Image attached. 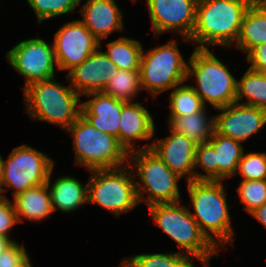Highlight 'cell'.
<instances>
[{
    "mask_svg": "<svg viewBox=\"0 0 266 267\" xmlns=\"http://www.w3.org/2000/svg\"><path fill=\"white\" fill-rule=\"evenodd\" d=\"M255 0H198L196 22L189 39L195 48L209 45L231 48L240 34L247 9Z\"/></svg>",
    "mask_w": 266,
    "mask_h": 267,
    "instance_id": "obj_1",
    "label": "cell"
},
{
    "mask_svg": "<svg viewBox=\"0 0 266 267\" xmlns=\"http://www.w3.org/2000/svg\"><path fill=\"white\" fill-rule=\"evenodd\" d=\"M223 181L194 180L187 183L194 213L191 216L206 237L220 250L227 244L234 246L226 190Z\"/></svg>",
    "mask_w": 266,
    "mask_h": 267,
    "instance_id": "obj_2",
    "label": "cell"
},
{
    "mask_svg": "<svg viewBox=\"0 0 266 267\" xmlns=\"http://www.w3.org/2000/svg\"><path fill=\"white\" fill-rule=\"evenodd\" d=\"M23 93L30 120L52 123L66 131L81 115V96L70 84L56 82V77L32 82L23 87Z\"/></svg>",
    "mask_w": 266,
    "mask_h": 267,
    "instance_id": "obj_3",
    "label": "cell"
},
{
    "mask_svg": "<svg viewBox=\"0 0 266 267\" xmlns=\"http://www.w3.org/2000/svg\"><path fill=\"white\" fill-rule=\"evenodd\" d=\"M154 224L163 230L179 246V252L198 259L209 267L212 256L220 251L201 231L191 216V211L182 202L156 203L147 206ZM183 248L184 252L181 251Z\"/></svg>",
    "mask_w": 266,
    "mask_h": 267,
    "instance_id": "obj_4",
    "label": "cell"
},
{
    "mask_svg": "<svg viewBox=\"0 0 266 267\" xmlns=\"http://www.w3.org/2000/svg\"><path fill=\"white\" fill-rule=\"evenodd\" d=\"M66 131L73 137L75 165H82L91 171L128 164L129 153L118 139L97 130L82 115Z\"/></svg>",
    "mask_w": 266,
    "mask_h": 267,
    "instance_id": "obj_5",
    "label": "cell"
},
{
    "mask_svg": "<svg viewBox=\"0 0 266 267\" xmlns=\"http://www.w3.org/2000/svg\"><path fill=\"white\" fill-rule=\"evenodd\" d=\"M192 76L196 84L191 87L205 105L218 109L235 102L237 79L209 49H194L188 61L187 80Z\"/></svg>",
    "mask_w": 266,
    "mask_h": 267,
    "instance_id": "obj_6",
    "label": "cell"
},
{
    "mask_svg": "<svg viewBox=\"0 0 266 267\" xmlns=\"http://www.w3.org/2000/svg\"><path fill=\"white\" fill-rule=\"evenodd\" d=\"M128 165L140 181V184L137 181L135 184L139 203L145 202L149 206L182 201L178 188L182 178L171 171L154 151L138 149L130 152Z\"/></svg>",
    "mask_w": 266,
    "mask_h": 267,
    "instance_id": "obj_7",
    "label": "cell"
},
{
    "mask_svg": "<svg viewBox=\"0 0 266 267\" xmlns=\"http://www.w3.org/2000/svg\"><path fill=\"white\" fill-rule=\"evenodd\" d=\"M127 164L111 169L91 170L87 182L88 203H93L120 216L128 213L139 203L136 178Z\"/></svg>",
    "mask_w": 266,
    "mask_h": 267,
    "instance_id": "obj_8",
    "label": "cell"
},
{
    "mask_svg": "<svg viewBox=\"0 0 266 267\" xmlns=\"http://www.w3.org/2000/svg\"><path fill=\"white\" fill-rule=\"evenodd\" d=\"M176 40L164 45L142 50L140 59V84L154 99L161 92L173 89L187 81L188 62L177 46Z\"/></svg>",
    "mask_w": 266,
    "mask_h": 267,
    "instance_id": "obj_9",
    "label": "cell"
},
{
    "mask_svg": "<svg viewBox=\"0 0 266 267\" xmlns=\"http://www.w3.org/2000/svg\"><path fill=\"white\" fill-rule=\"evenodd\" d=\"M54 160L43 152L22 144L15 147L4 160L2 192L13 189V197L29 188L47 183ZM7 187V188H4Z\"/></svg>",
    "mask_w": 266,
    "mask_h": 267,
    "instance_id": "obj_10",
    "label": "cell"
},
{
    "mask_svg": "<svg viewBox=\"0 0 266 267\" xmlns=\"http://www.w3.org/2000/svg\"><path fill=\"white\" fill-rule=\"evenodd\" d=\"M242 142L219 134L196 146L195 168L200 166L206 174L195 171V180L223 181L234 177L244 153Z\"/></svg>",
    "mask_w": 266,
    "mask_h": 267,
    "instance_id": "obj_11",
    "label": "cell"
},
{
    "mask_svg": "<svg viewBox=\"0 0 266 267\" xmlns=\"http://www.w3.org/2000/svg\"><path fill=\"white\" fill-rule=\"evenodd\" d=\"M5 58L19 76L24 77V87L32 82L55 78V68L59 71L53 44L39 37L19 41Z\"/></svg>",
    "mask_w": 266,
    "mask_h": 267,
    "instance_id": "obj_12",
    "label": "cell"
},
{
    "mask_svg": "<svg viewBox=\"0 0 266 267\" xmlns=\"http://www.w3.org/2000/svg\"><path fill=\"white\" fill-rule=\"evenodd\" d=\"M198 0H146L152 31L156 36L170 31L190 38L196 22Z\"/></svg>",
    "mask_w": 266,
    "mask_h": 267,
    "instance_id": "obj_13",
    "label": "cell"
},
{
    "mask_svg": "<svg viewBox=\"0 0 266 267\" xmlns=\"http://www.w3.org/2000/svg\"><path fill=\"white\" fill-rule=\"evenodd\" d=\"M52 44L59 71H70L100 48V42L79 19L60 27Z\"/></svg>",
    "mask_w": 266,
    "mask_h": 267,
    "instance_id": "obj_14",
    "label": "cell"
},
{
    "mask_svg": "<svg viewBox=\"0 0 266 267\" xmlns=\"http://www.w3.org/2000/svg\"><path fill=\"white\" fill-rule=\"evenodd\" d=\"M215 116V130L226 137L245 142L266 125V110L233 102L218 108Z\"/></svg>",
    "mask_w": 266,
    "mask_h": 267,
    "instance_id": "obj_15",
    "label": "cell"
},
{
    "mask_svg": "<svg viewBox=\"0 0 266 267\" xmlns=\"http://www.w3.org/2000/svg\"><path fill=\"white\" fill-rule=\"evenodd\" d=\"M168 129L171 135L160 140L158 138L153 140L151 150L171 171L181 178L186 177L187 182L194 181L197 144L184 135L172 131L169 127Z\"/></svg>",
    "mask_w": 266,
    "mask_h": 267,
    "instance_id": "obj_16",
    "label": "cell"
},
{
    "mask_svg": "<svg viewBox=\"0 0 266 267\" xmlns=\"http://www.w3.org/2000/svg\"><path fill=\"white\" fill-rule=\"evenodd\" d=\"M99 49L66 74L70 85L80 96L92 92H102L118 70L116 64L107 57L104 51Z\"/></svg>",
    "mask_w": 266,
    "mask_h": 267,
    "instance_id": "obj_17",
    "label": "cell"
},
{
    "mask_svg": "<svg viewBox=\"0 0 266 267\" xmlns=\"http://www.w3.org/2000/svg\"><path fill=\"white\" fill-rule=\"evenodd\" d=\"M119 122L118 141L128 153L138 149H151L150 144L138 147L134 142L148 141L155 135L154 119L142 104L126 102L122 106Z\"/></svg>",
    "mask_w": 266,
    "mask_h": 267,
    "instance_id": "obj_18",
    "label": "cell"
},
{
    "mask_svg": "<svg viewBox=\"0 0 266 267\" xmlns=\"http://www.w3.org/2000/svg\"><path fill=\"white\" fill-rule=\"evenodd\" d=\"M80 21L97 38L102 47V40L113 32L124 31L122 10L115 0H87L79 9Z\"/></svg>",
    "mask_w": 266,
    "mask_h": 267,
    "instance_id": "obj_19",
    "label": "cell"
},
{
    "mask_svg": "<svg viewBox=\"0 0 266 267\" xmlns=\"http://www.w3.org/2000/svg\"><path fill=\"white\" fill-rule=\"evenodd\" d=\"M84 96L91 98L82 102L81 115L97 130L118 139L120 114L126 102L117 100L104 92H92Z\"/></svg>",
    "mask_w": 266,
    "mask_h": 267,
    "instance_id": "obj_20",
    "label": "cell"
},
{
    "mask_svg": "<svg viewBox=\"0 0 266 267\" xmlns=\"http://www.w3.org/2000/svg\"><path fill=\"white\" fill-rule=\"evenodd\" d=\"M53 169L54 167L47 180L53 211L59 209L64 213H71L83 207L84 203H88L87 184L83 186L77 178L68 175L59 176L51 183Z\"/></svg>",
    "mask_w": 266,
    "mask_h": 267,
    "instance_id": "obj_21",
    "label": "cell"
},
{
    "mask_svg": "<svg viewBox=\"0 0 266 267\" xmlns=\"http://www.w3.org/2000/svg\"><path fill=\"white\" fill-rule=\"evenodd\" d=\"M13 198L19 223L24 219L32 222L43 221L54 212L47 183L29 188Z\"/></svg>",
    "mask_w": 266,
    "mask_h": 267,
    "instance_id": "obj_22",
    "label": "cell"
},
{
    "mask_svg": "<svg viewBox=\"0 0 266 267\" xmlns=\"http://www.w3.org/2000/svg\"><path fill=\"white\" fill-rule=\"evenodd\" d=\"M266 43V0H255L247 9L236 47L248 54Z\"/></svg>",
    "mask_w": 266,
    "mask_h": 267,
    "instance_id": "obj_23",
    "label": "cell"
},
{
    "mask_svg": "<svg viewBox=\"0 0 266 267\" xmlns=\"http://www.w3.org/2000/svg\"><path fill=\"white\" fill-rule=\"evenodd\" d=\"M206 108L198 113L180 117H169V128L184 135L194 143L202 144L208 142L215 132V116L210 118Z\"/></svg>",
    "mask_w": 266,
    "mask_h": 267,
    "instance_id": "obj_24",
    "label": "cell"
},
{
    "mask_svg": "<svg viewBox=\"0 0 266 267\" xmlns=\"http://www.w3.org/2000/svg\"><path fill=\"white\" fill-rule=\"evenodd\" d=\"M235 102L266 110V74L248 68L237 80Z\"/></svg>",
    "mask_w": 266,
    "mask_h": 267,
    "instance_id": "obj_25",
    "label": "cell"
},
{
    "mask_svg": "<svg viewBox=\"0 0 266 267\" xmlns=\"http://www.w3.org/2000/svg\"><path fill=\"white\" fill-rule=\"evenodd\" d=\"M107 47L104 53L118 69L140 70L143 46L138 40L121 36L107 43Z\"/></svg>",
    "mask_w": 266,
    "mask_h": 267,
    "instance_id": "obj_26",
    "label": "cell"
},
{
    "mask_svg": "<svg viewBox=\"0 0 266 267\" xmlns=\"http://www.w3.org/2000/svg\"><path fill=\"white\" fill-rule=\"evenodd\" d=\"M140 90V70L118 69L102 92L123 102H133Z\"/></svg>",
    "mask_w": 266,
    "mask_h": 267,
    "instance_id": "obj_27",
    "label": "cell"
},
{
    "mask_svg": "<svg viewBox=\"0 0 266 267\" xmlns=\"http://www.w3.org/2000/svg\"><path fill=\"white\" fill-rule=\"evenodd\" d=\"M205 105L200 96L190 85L175 86L169 95V117H180L203 111Z\"/></svg>",
    "mask_w": 266,
    "mask_h": 267,
    "instance_id": "obj_28",
    "label": "cell"
},
{
    "mask_svg": "<svg viewBox=\"0 0 266 267\" xmlns=\"http://www.w3.org/2000/svg\"><path fill=\"white\" fill-rule=\"evenodd\" d=\"M136 267H196L192 257L178 252L142 253L127 257Z\"/></svg>",
    "mask_w": 266,
    "mask_h": 267,
    "instance_id": "obj_29",
    "label": "cell"
},
{
    "mask_svg": "<svg viewBox=\"0 0 266 267\" xmlns=\"http://www.w3.org/2000/svg\"><path fill=\"white\" fill-rule=\"evenodd\" d=\"M34 10L38 23L74 12L80 5V0H26Z\"/></svg>",
    "mask_w": 266,
    "mask_h": 267,
    "instance_id": "obj_30",
    "label": "cell"
},
{
    "mask_svg": "<svg viewBox=\"0 0 266 267\" xmlns=\"http://www.w3.org/2000/svg\"><path fill=\"white\" fill-rule=\"evenodd\" d=\"M236 190L248 214L266 203V180H241Z\"/></svg>",
    "mask_w": 266,
    "mask_h": 267,
    "instance_id": "obj_31",
    "label": "cell"
},
{
    "mask_svg": "<svg viewBox=\"0 0 266 267\" xmlns=\"http://www.w3.org/2000/svg\"><path fill=\"white\" fill-rule=\"evenodd\" d=\"M242 180H266V151L243 153L236 175Z\"/></svg>",
    "mask_w": 266,
    "mask_h": 267,
    "instance_id": "obj_32",
    "label": "cell"
},
{
    "mask_svg": "<svg viewBox=\"0 0 266 267\" xmlns=\"http://www.w3.org/2000/svg\"><path fill=\"white\" fill-rule=\"evenodd\" d=\"M24 244L14 241L6 250L0 252V267H22L30 258Z\"/></svg>",
    "mask_w": 266,
    "mask_h": 267,
    "instance_id": "obj_33",
    "label": "cell"
},
{
    "mask_svg": "<svg viewBox=\"0 0 266 267\" xmlns=\"http://www.w3.org/2000/svg\"><path fill=\"white\" fill-rule=\"evenodd\" d=\"M19 223L13 202L6 195H0V234L10 237L9 232Z\"/></svg>",
    "mask_w": 266,
    "mask_h": 267,
    "instance_id": "obj_34",
    "label": "cell"
},
{
    "mask_svg": "<svg viewBox=\"0 0 266 267\" xmlns=\"http://www.w3.org/2000/svg\"><path fill=\"white\" fill-rule=\"evenodd\" d=\"M250 69L266 74V43L252 49L246 56Z\"/></svg>",
    "mask_w": 266,
    "mask_h": 267,
    "instance_id": "obj_35",
    "label": "cell"
},
{
    "mask_svg": "<svg viewBox=\"0 0 266 267\" xmlns=\"http://www.w3.org/2000/svg\"><path fill=\"white\" fill-rule=\"evenodd\" d=\"M251 215L254 219H256L260 224H262L266 228V203L262 206L257 207Z\"/></svg>",
    "mask_w": 266,
    "mask_h": 267,
    "instance_id": "obj_36",
    "label": "cell"
},
{
    "mask_svg": "<svg viewBox=\"0 0 266 267\" xmlns=\"http://www.w3.org/2000/svg\"><path fill=\"white\" fill-rule=\"evenodd\" d=\"M15 240L0 234V252L6 250Z\"/></svg>",
    "mask_w": 266,
    "mask_h": 267,
    "instance_id": "obj_37",
    "label": "cell"
},
{
    "mask_svg": "<svg viewBox=\"0 0 266 267\" xmlns=\"http://www.w3.org/2000/svg\"><path fill=\"white\" fill-rule=\"evenodd\" d=\"M3 178H4V159L0 155V194H1V191H2Z\"/></svg>",
    "mask_w": 266,
    "mask_h": 267,
    "instance_id": "obj_38",
    "label": "cell"
},
{
    "mask_svg": "<svg viewBox=\"0 0 266 267\" xmlns=\"http://www.w3.org/2000/svg\"><path fill=\"white\" fill-rule=\"evenodd\" d=\"M119 267H136V266L128 258H124V260L120 262Z\"/></svg>",
    "mask_w": 266,
    "mask_h": 267,
    "instance_id": "obj_39",
    "label": "cell"
},
{
    "mask_svg": "<svg viewBox=\"0 0 266 267\" xmlns=\"http://www.w3.org/2000/svg\"><path fill=\"white\" fill-rule=\"evenodd\" d=\"M22 267H32V263L30 262V259Z\"/></svg>",
    "mask_w": 266,
    "mask_h": 267,
    "instance_id": "obj_40",
    "label": "cell"
}]
</instances>
